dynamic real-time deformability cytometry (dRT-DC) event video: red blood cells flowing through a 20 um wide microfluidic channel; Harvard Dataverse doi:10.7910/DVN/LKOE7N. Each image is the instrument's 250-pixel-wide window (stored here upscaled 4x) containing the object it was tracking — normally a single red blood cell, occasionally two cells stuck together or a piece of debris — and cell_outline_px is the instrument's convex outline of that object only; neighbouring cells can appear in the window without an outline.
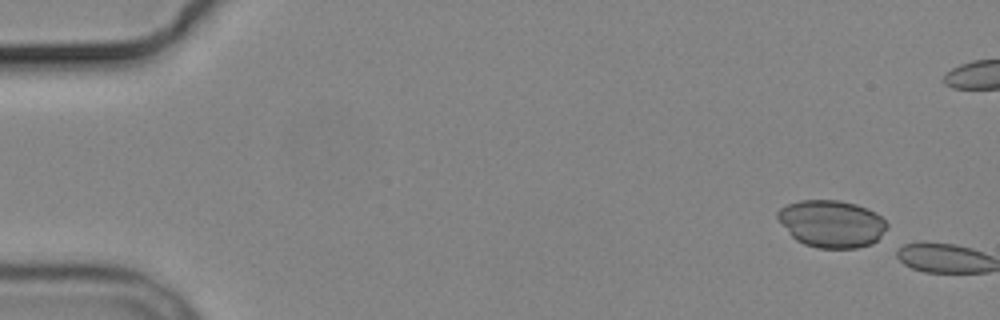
{"species": "common noctule bat (a hibernating species)", "species_latin": "Nyctalus noctula", "temperature_condition": "cold", "stored_images_in_passage": 2, "camera_frame_rate_fps": 3000, "um_per_image_px": 0.085, "animal": {"sex": "male", "body_mass_g": 19.2, "forearm_length_mm": 51.8}, "frame": {"image": 1, "passage_image": 1, "time_ms": 0.0, "image_size_px": [1000, 320], "cell_outline_px": [[888, 228], [880, 240], [872, 244], [856, 248], [816, 248], [804, 244], [796, 240], [788, 232], [776, 216], [776, 212], [780, 208], [788, 204], [800, 200], [840, 200], [856, 204], [876, 212], [888, 224]], "centroid_in_image_um": [70.71, 19.02], "position_along_channel_um": 14.3, "area_um2": 30.4}}